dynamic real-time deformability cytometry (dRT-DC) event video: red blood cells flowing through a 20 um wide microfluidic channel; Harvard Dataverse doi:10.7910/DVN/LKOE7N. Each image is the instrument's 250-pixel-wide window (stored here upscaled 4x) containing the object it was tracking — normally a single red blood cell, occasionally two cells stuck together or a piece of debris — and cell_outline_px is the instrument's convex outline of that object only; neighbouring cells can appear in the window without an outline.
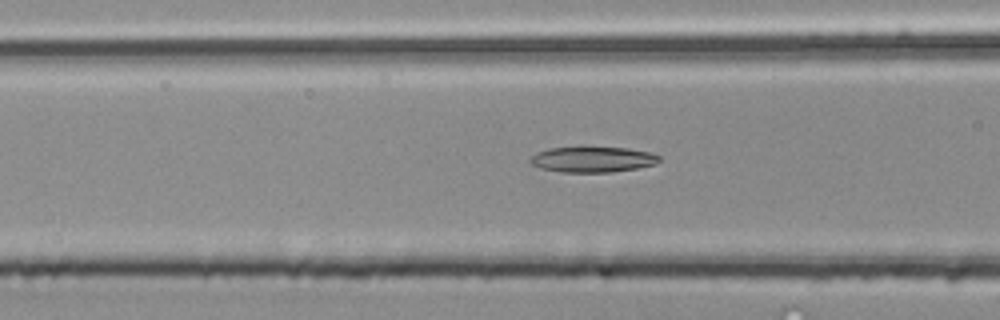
{"species": "common noctule bat (a hibernating species)", "species_latin": "Nyctalus noctula", "temperature_condition": "room temperature", "stored_images_in_passage": 40, "camera_frame_rate_fps": 3000, "um_per_image_px": 0.085, "animal": {"sex": "male", "body_mass_g": 20.4}, "frame": {"image": 1, "passage_image": 9, "time_ms": 2.667, "image_size_px": [1000, 320], "cell_outline_px": [[660, 160], [656, 164], [636, 168], [612, 172], [560, 172], [540, 168], [532, 164], [528, 160], [536, 152], [548, 148], [628, 148], [648, 152], [660, 156]], "centroid_in_image_um": [50.35, 13.56], "position_along_channel_um": 116.2, "area_um2": 19.02}}
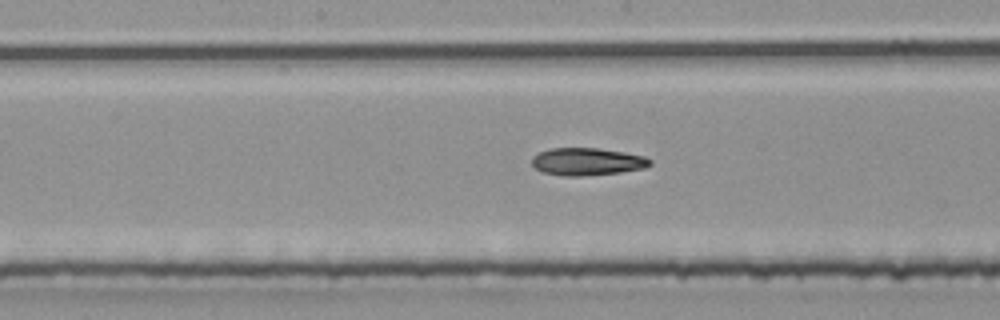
{"frame": {"image": 2, "passage_image": 15, "time_ms": 4.667, "image_size_px": [1000, 320], "cell_outline_px": [[652, 164], [644, 168], [620, 172], [580, 176], [560, 176], [544, 172], [536, 168], [532, 164], [532, 156], [548, 148], [600, 148], [624, 152], [644, 156], [652, 160]], "centroid_in_image_um": [49.91, 13.73], "position_along_channel_um": 198.3, "area_um2": 18.96}}
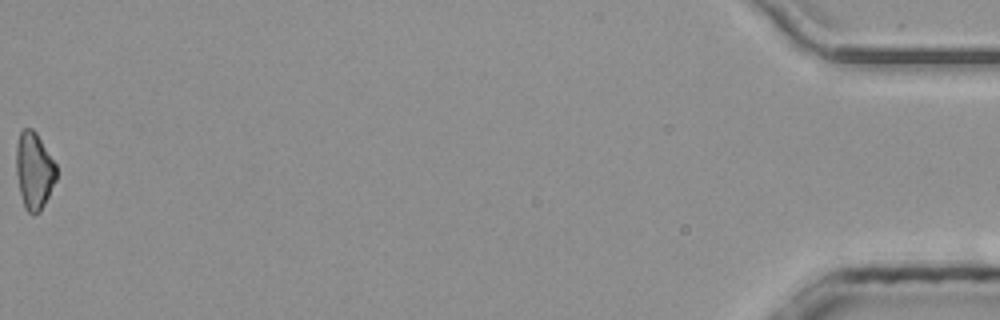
{"frame": {"image": 3, "passage_image": 40, "time_ms": 13.0, "image_size_px": [1000, 320], "cell_outline_px": [[56, 180], [40, 212], [28, 212], [24, 208], [20, 192], [16, 172], [16, 144], [20, 132], [24, 128], [32, 128], [36, 132], [56, 164]], "centroid_in_image_um": [2.89, 14.48], "position_along_channel_um": 432.3, "area_um2": 17.86}, "authors_computed_cell_mechanics": {"area_um2": 18.7561, "velocity_mm_per_s": 4.0846, "shape_relaxation_time_tau1_ms": null, "shape_relaxation_time_tau2_ms": 10.8692, "deformation_change_tau1": null, "deformation_change_tau2": 0.2445}}